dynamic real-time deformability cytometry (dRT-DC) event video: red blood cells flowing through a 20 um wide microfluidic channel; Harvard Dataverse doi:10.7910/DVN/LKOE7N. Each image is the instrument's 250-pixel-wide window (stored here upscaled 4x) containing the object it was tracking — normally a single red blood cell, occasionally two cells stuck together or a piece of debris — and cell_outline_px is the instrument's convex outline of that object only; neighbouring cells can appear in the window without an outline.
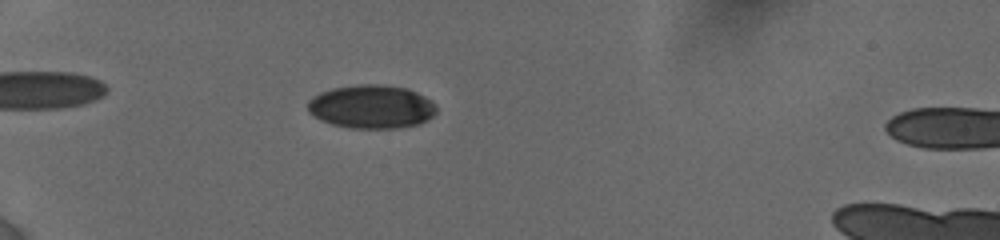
{"species": "human", "species_latin": "Homo sapiens", "temperature_condition": "cold", "stored_images_in_passage": 48, "camera_frame_rate_fps": 3000, "um_per_image_px": 0.085, "donor": {"sex": "female"}, "frame": {"image": 1, "passage_image": 18, "time_ms": 6.0, "image_size_px": [1000, 240], "cell_outline_px": [[436, 112], [428, 120], [420, 124], [400, 128], [352, 128], [332, 124], [320, 120], [308, 112], [308, 100], [312, 96], [320, 92], [332, 88], [356, 84], [388, 84], [408, 88], [432, 100], [436, 104]], "centroid_in_image_um": [31.59, 9.06], "position_along_channel_um": 53.4, "area_um2": 33.12}}
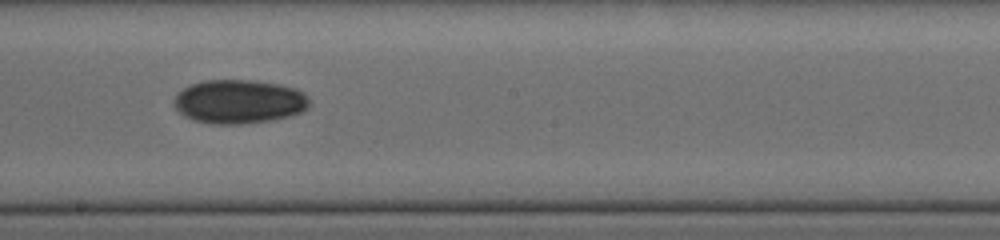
{"frame": {"image": 2, "passage_image": 34, "time_ms": 11.333, "image_size_px": [1000, 240], "cell_outline_px": [[308, 108], [304, 112], [272, 120], [244, 124], [216, 124], [196, 120], [184, 116], [176, 108], [176, 96], [184, 88], [192, 84], [204, 80], [252, 80], [280, 84], [296, 88], [304, 92], [308, 100]], "centroid_in_image_um": [20.37, 8.63], "position_along_channel_um": 227.8, "area_um2": 34.45}}
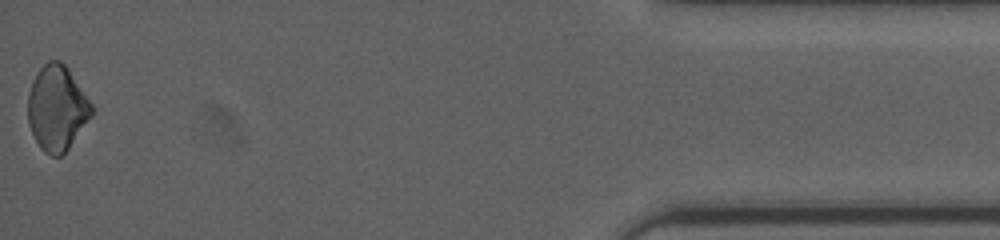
{"frame": {"image": 3, "passage_image": 48, "time_ms": 18.333, "image_size_px": [1000, 240], "cell_outline_px": [[92, 116], [68, 148], [60, 156], [52, 156], [44, 152], [40, 148], [28, 124], [28, 92], [32, 80], [36, 72], [48, 60], [60, 60], [68, 68], [92, 104]], "centroid_in_image_um": [4.82, 9.17], "position_along_channel_um": 430.4, "area_um2": 31.5}, "authors_computed_cell_mechanics": {"area_um2": 31.8189, "velocity_mm_per_s": 3.8574, "shape_relaxation_time_tau1_ms": 8.5811, "shape_relaxation_time_tau2_ms": null, "deformation_change_tau1": 0.1188, "deformation_change_tau2": null}}